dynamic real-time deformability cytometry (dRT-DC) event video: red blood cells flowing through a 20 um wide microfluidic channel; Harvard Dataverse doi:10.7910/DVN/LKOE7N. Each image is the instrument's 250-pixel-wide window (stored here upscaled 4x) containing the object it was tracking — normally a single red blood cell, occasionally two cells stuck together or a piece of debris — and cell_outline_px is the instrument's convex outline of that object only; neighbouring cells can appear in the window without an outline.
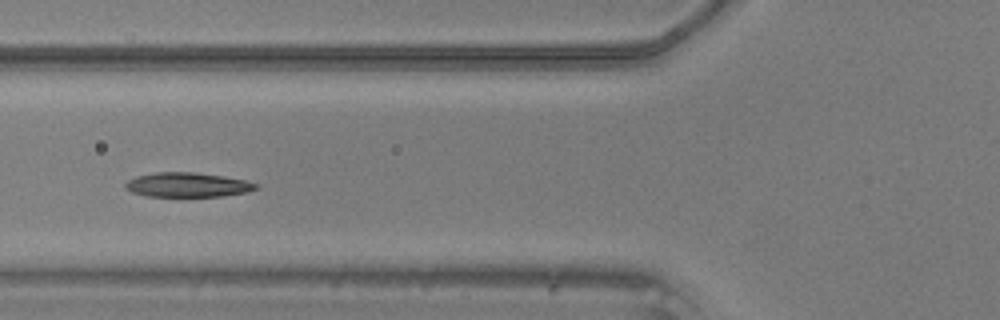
{"species": "common noctule bat (a hibernating species)", "species_latin": "Nyctalus noctula", "temperature_condition": "warm", "stored_images_in_passage": 34, "camera_frame_rate_fps": 3000, "um_per_image_px": 0.085, "animal": {"sex": "male", "body_mass_g": 20.5, "forearm_length_mm": 52.5}, "frame": {"image": 1, "passage_image": 6, "time_ms": 1.667, "image_size_px": [1000, 320], "cell_outline_px": [[260, 188], [248, 192], [224, 196], [148, 196], [132, 192], [124, 188], [124, 184], [128, 180], [136, 176], [156, 172], [196, 172], [224, 176], [244, 180], [260, 184]], "centroid_in_image_um": [15.97, 15.7], "position_along_channel_um": 109.8, "area_um2": 18.79}}
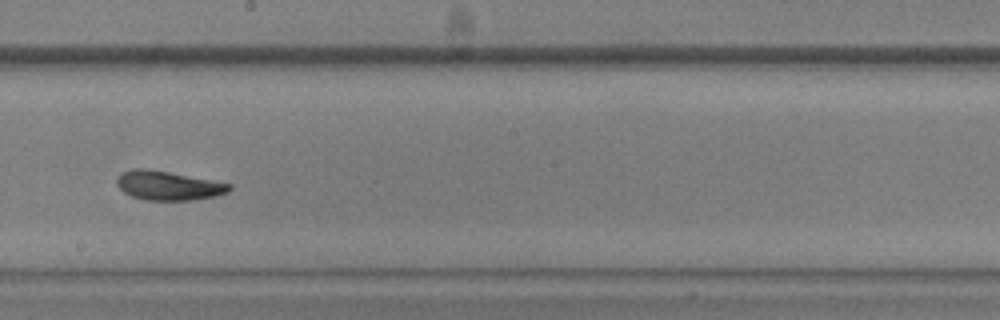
{"frame": {"image": 2, "passage_image": 15, "time_ms": 4.667, "image_size_px": [1000, 320], "cell_outline_px": [[232, 188], [228, 192], [216, 196], [192, 200], [144, 200], [132, 196], [124, 192], [116, 184], [116, 176], [120, 172], [132, 168], [148, 168], [232, 184]], "centroid_in_image_um": [14.26, 15.76], "position_along_channel_um": 233.9, "area_um2": 19.25}}
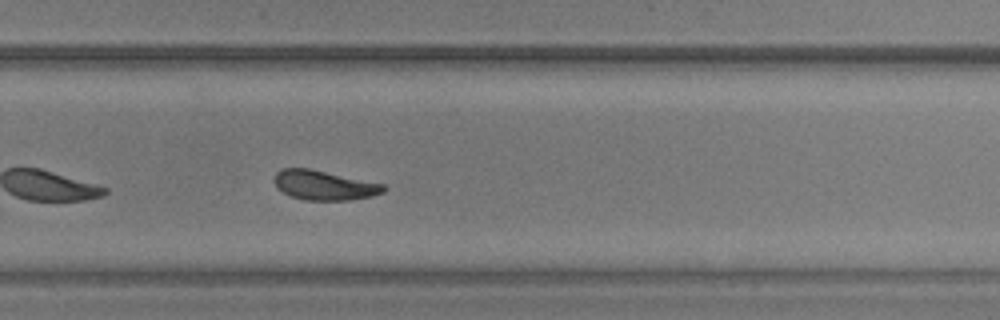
{"frame": {"image": 3, "passage_image": 20, "time_ms": 6.333, "image_size_px": [1000, 320], "cell_outline_px": [[388, 188], [384, 192], [372, 196], [348, 200], [304, 200], [292, 196], [284, 192], [276, 184], [276, 172], [280, 168], [308, 168], [384, 184]], "centroid_in_image_um": [27.6, 15.74], "position_along_channel_um": 302.2, "area_um2": 18.55}}